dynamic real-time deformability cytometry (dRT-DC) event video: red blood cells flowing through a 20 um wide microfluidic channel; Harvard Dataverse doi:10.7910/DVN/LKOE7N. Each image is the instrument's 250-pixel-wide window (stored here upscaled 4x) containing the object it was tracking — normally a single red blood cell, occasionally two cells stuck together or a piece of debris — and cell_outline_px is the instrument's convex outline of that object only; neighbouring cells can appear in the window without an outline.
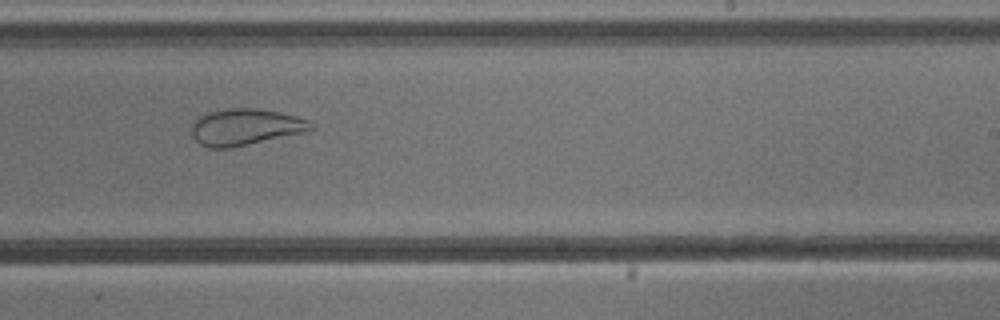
{"species": "common noctule bat (a hibernating species)", "species_latin": "Nyctalus noctula", "temperature_condition": "cold", "stored_images_in_passage": 44, "camera_frame_rate_fps": 3000, "um_per_image_px": 0.085, "animal": {"sex": "male", "body_mass_g": 13.3}, "frame": {"image": 1, "passage_image": 23, "time_ms": 7.333, "image_size_px": [1000, 320], "cell_outline_px": [[316, 128], [308, 132], [228, 148], [208, 148], [200, 144], [192, 136], [192, 124], [196, 116], [208, 112], [228, 108], [260, 108], [280, 112], [296, 116], [308, 120]], "centroid_in_image_um": [20.86, 10.79], "position_along_channel_um": 268.1, "area_um2": 25.66}}
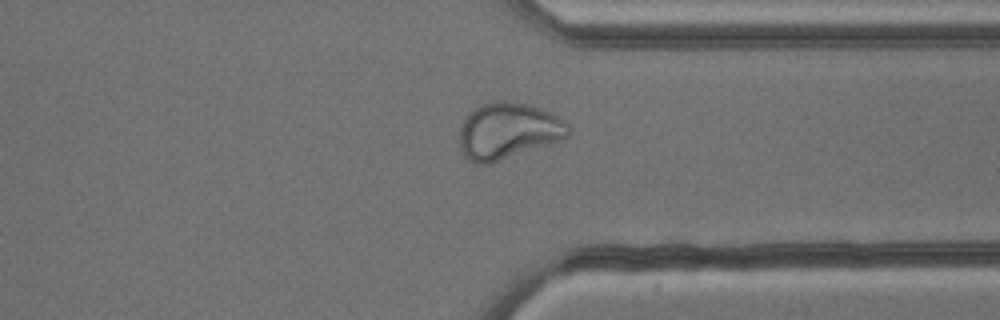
{"frame": {"image": 2, "passage_image": 31, "time_ms": 10.0, "image_size_px": [1000, 320], "cell_outline_px": [[568, 136], [560, 140], [488, 164], [476, 164], [468, 160], [464, 156], [460, 144], [460, 128], [464, 116], [476, 108], [484, 104], [496, 100], [504, 100], [528, 104], [552, 112], [564, 120], [568, 124]], "centroid_in_image_um": [43.17, 11.11], "position_along_channel_um": 368.2, "area_um2": 35.55}}
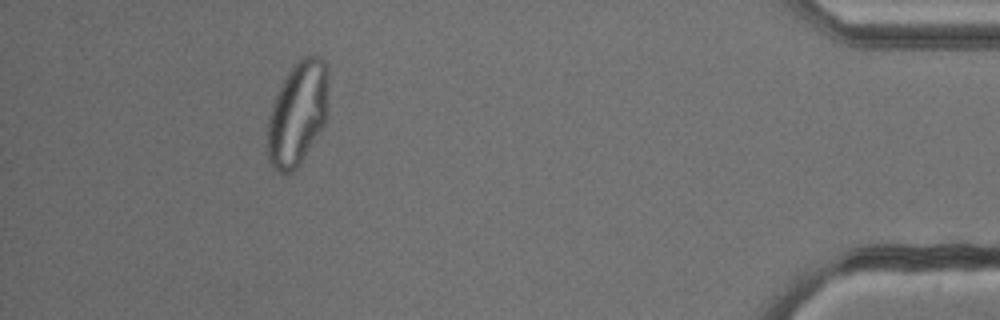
{"frame": {"image": 3, "passage_image": 39, "time_ms": 12.667, "image_size_px": [1000, 320], "cell_outline_px": [[328, 76], [324, 120], [320, 128], [296, 168], [284, 176], [276, 172], [268, 160], [268, 116], [272, 104], [288, 72], [300, 56], [308, 52], [320, 56], [324, 60], [328, 72]], "centroid_in_image_um": [25.26, 9.59], "position_along_channel_um": 409.9, "area_um2": 36.36}}